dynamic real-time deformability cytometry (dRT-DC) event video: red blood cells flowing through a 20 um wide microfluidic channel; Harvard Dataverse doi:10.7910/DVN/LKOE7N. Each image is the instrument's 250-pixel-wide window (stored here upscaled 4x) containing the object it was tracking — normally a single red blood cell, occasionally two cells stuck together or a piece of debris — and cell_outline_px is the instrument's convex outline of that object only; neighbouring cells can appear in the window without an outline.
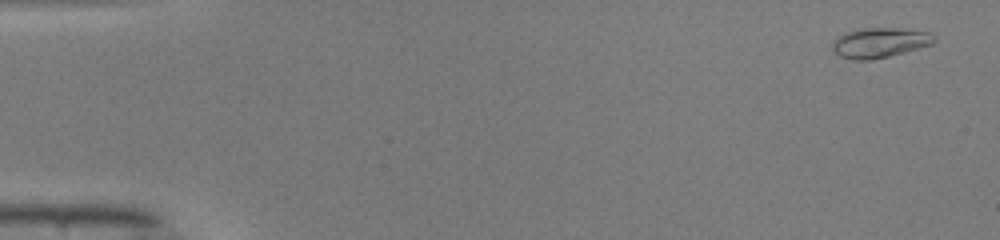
{"species": "common noctule bat (a hibernating species)", "species_latin": "Nyctalus noctula", "temperature_condition": "warm", "stored_images_in_passage": 49, "camera_frame_rate_fps": 3000, "um_per_image_px": 0.085, "animal": {"sex": "male", "body_mass_g": 19.0, "forearm_length_mm": 50.8}, "frame": {"image": 1, "passage_image": 2, "time_ms": 0.333, "image_size_px": [1000, 240], "cell_outline_px": [[936, 40], [932, 44], [904, 52], [872, 60], [852, 60], [840, 56], [832, 48], [832, 40], [844, 32], [860, 28], [900, 28], [928, 32]], "centroid_in_image_um": [74.72, 3.62], "position_along_channel_um": 10.3, "area_um2": 17.74}}
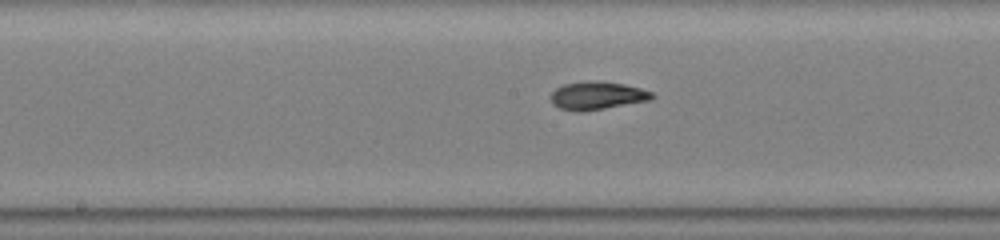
{"frame": {"image": 2, "passage_image": 26, "time_ms": 8.333, "image_size_px": [1000, 240], "cell_outline_px": [[656, 96], [652, 100], [580, 112], [576, 112], [560, 108], [552, 104], [552, 92], [556, 88], [564, 84], [592, 80], [596, 80], [624, 84], [640, 88], [652, 92]], "centroid_in_image_um": [50.78, 8.12], "position_along_channel_um": 197.4, "area_um2": 16.53}}
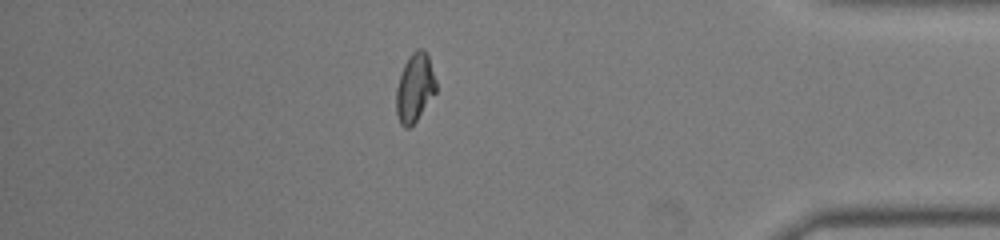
{"frame": {"image": 3, "passage_image": 43, "time_ms": 14.0, "image_size_px": [1000, 240], "cell_outline_px": [[436, 92], [416, 120], [408, 128], [404, 128], [400, 124], [396, 112], [396, 88], [404, 64], [408, 56], [416, 48], [424, 48], [428, 56], [436, 80]], "centroid_in_image_um": [35.25, 7.43], "position_along_channel_um": 400.0, "area_um2": 15.9}, "authors_computed_cell_mechanics": {"area_um2": 16.2418, "velocity_mm_per_s": 4.136, "shape_relaxation_time_tau1_ms": 8.0215, "shape_relaxation_time_tau2_ms": 2.031, "deformation_change_tau1": 0.2603, "deformation_change_tau2": 0.0703}}